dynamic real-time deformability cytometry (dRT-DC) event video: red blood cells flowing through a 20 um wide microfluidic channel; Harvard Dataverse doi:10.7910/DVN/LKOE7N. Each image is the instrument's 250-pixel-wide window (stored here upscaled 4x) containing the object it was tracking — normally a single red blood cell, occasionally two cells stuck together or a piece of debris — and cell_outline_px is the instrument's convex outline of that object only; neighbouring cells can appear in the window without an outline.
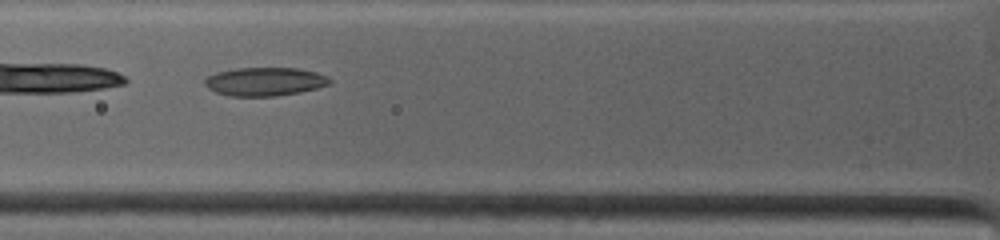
{"species": "common noctule bat (a hibernating species)", "species_latin": "Nyctalus noctula", "temperature_condition": "warm", "stored_images_in_passage": 5, "camera_frame_rate_fps": 4500, "um_per_image_px": 0.085, "animal": {"sex": "female", "body_mass_g": 19.0, "forearm_length_mm": 53.3}, "frame": {"image": 1, "passage_image": 3, "time_ms": 0.889, "image_size_px": [1000, 240], "cell_outline_px": [[332, 84], [300, 92], [276, 96], [232, 96], [216, 92], [208, 88], [204, 84], [204, 80], [208, 76], [216, 72], [236, 68], [296, 68], [316, 72], [328, 76], [332, 80]], "centroid_in_image_um": [22.53, 6.93], "position_along_channel_um": 103.3, "area_um2": 20.81}}
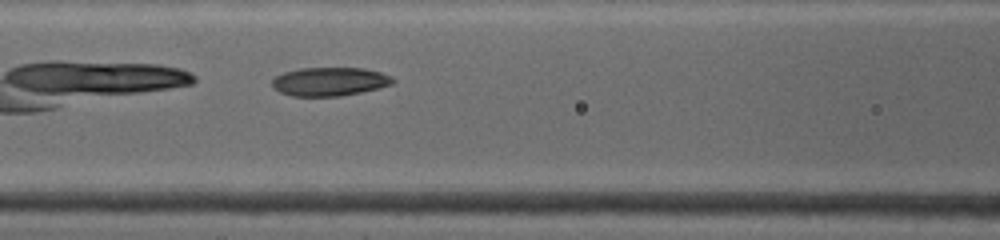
{"frame": {"image": 2, "passage_image": 5, "time_ms": 1.778, "image_size_px": [1000, 240], "cell_outline_px": [[396, 80], [392, 84], [360, 92], [340, 96], [292, 96], [280, 92], [272, 84], [272, 80], [276, 76], [284, 72], [300, 68], [364, 68], [380, 72], [392, 76]], "centroid_in_image_um": [28.03, 6.93], "position_along_channel_um": 138.6, "area_um2": 20.0}}